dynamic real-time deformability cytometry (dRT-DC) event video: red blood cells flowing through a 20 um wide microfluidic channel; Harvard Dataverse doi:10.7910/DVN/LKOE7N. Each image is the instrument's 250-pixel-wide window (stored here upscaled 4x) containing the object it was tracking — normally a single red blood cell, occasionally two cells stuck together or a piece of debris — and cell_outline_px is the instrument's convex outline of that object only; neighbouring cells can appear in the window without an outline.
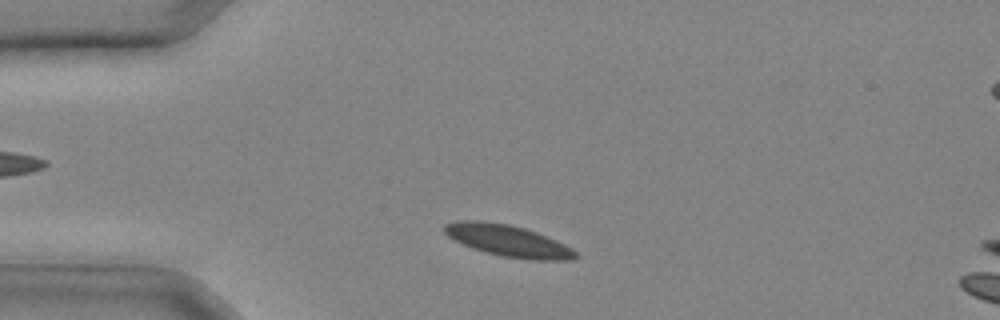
{"species": "common noctule bat (a hibernating species)", "species_latin": "Nyctalus noctula", "temperature_condition": "cold", "stored_images_in_passage": 25, "camera_frame_rate_fps": 3000, "um_per_image_px": 0.085, "animal": {"sex": "male", "body_mass_g": 20.4}, "frame": {"image": 1, "passage_image": 3, "time_ms": 0.667, "image_size_px": [1000, 320], "cell_outline_px": [[580, 256], [572, 260], [532, 260], [500, 256], [472, 248], [448, 236], [444, 232], [444, 224], [456, 220], [480, 220], [508, 224], [524, 228], [536, 232], [556, 240], [572, 248]], "centroid_in_image_um": [43.19, 20.46], "position_along_channel_um": 41.8, "area_um2": 24.16}}
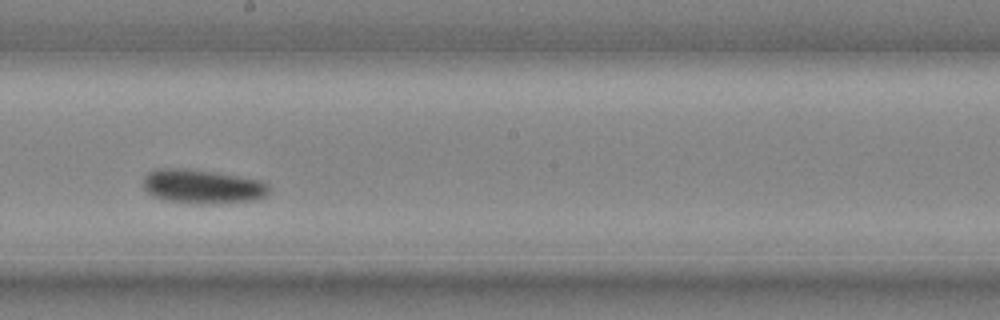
{"frame": {"image": 2, "passage_image": 14, "time_ms": 4.333, "image_size_px": [1000, 320], "cell_outline_px": [[268, 192], [260, 200], [220, 204], [204, 204], [168, 200], [152, 196], [144, 188], [144, 176], [148, 172], [156, 168], [184, 168], [240, 176], [260, 180], [268, 184]], "centroid_in_image_um": [17.23, 15.86], "position_along_channel_um": 231.0, "area_um2": 25.14}}
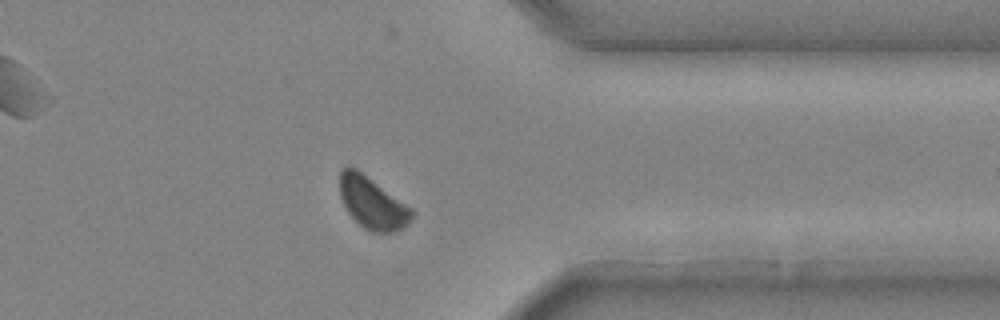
{"frame": {"image": 3, "passage_image": 22, "time_ms": 7.0, "image_size_px": [1000, 320], "cell_outline_px": [[412, 216], [408, 224], [404, 228], [396, 232], [372, 232], [364, 228], [348, 212], [340, 196], [340, 168], [348, 164], [356, 168], [412, 208]], "centroid_in_image_um": [31.63, 17.23], "position_along_channel_um": 379.8, "area_um2": 21.68}}